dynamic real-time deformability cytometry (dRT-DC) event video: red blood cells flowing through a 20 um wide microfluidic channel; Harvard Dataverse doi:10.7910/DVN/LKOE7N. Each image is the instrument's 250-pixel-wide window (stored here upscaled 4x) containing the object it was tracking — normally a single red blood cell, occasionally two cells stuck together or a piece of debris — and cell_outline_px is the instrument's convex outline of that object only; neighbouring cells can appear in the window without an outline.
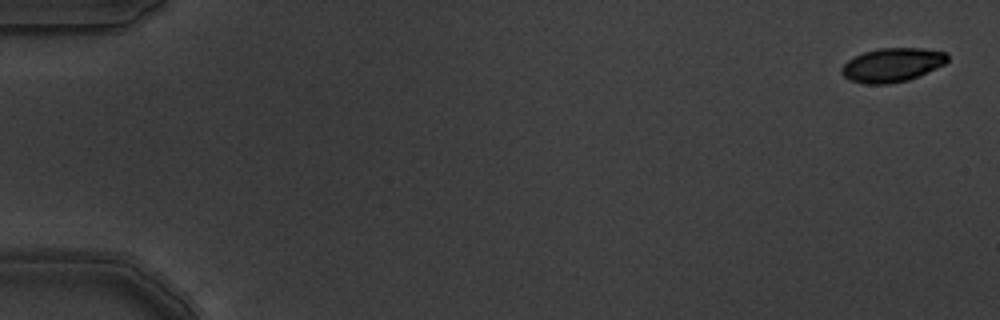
{"species": "common noctule bat (a hibernating species)", "species_latin": "Nyctalus noctula", "temperature_condition": "warm", "stored_images_in_passage": 6, "camera_frame_rate_fps": 3000, "um_per_image_px": 0.085, "animal": {"sex": "male", "body_mass_g": 19.5, "forearm_length_mm": 54.6}, "frame": {"image": 1, "passage_image": 1, "time_ms": 0.0, "image_size_px": [1000, 320], "cell_outline_px": [[948, 60], [944, 64], [936, 68], [908, 80], [888, 84], [864, 84], [848, 80], [840, 72], [840, 68], [848, 60], [864, 52], [880, 48], [920, 48], [944, 52], [948, 56]], "centroid_in_image_um": [75.8, 5.53], "position_along_channel_um": 9.2, "area_um2": 20.81}}
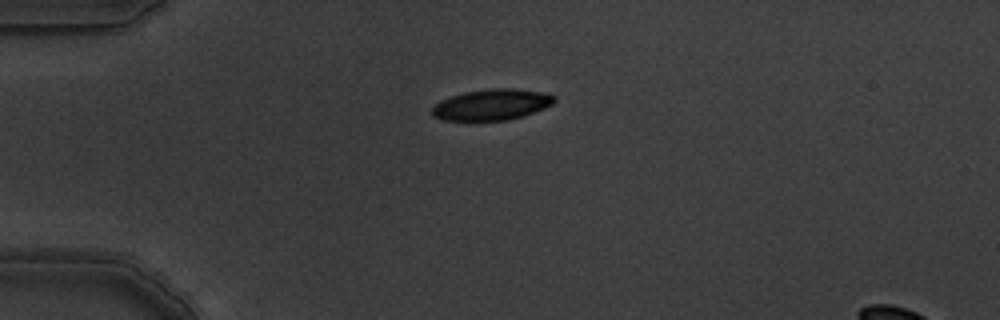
{"frame": {"image": 2, "passage_image": 5, "time_ms": 1.333, "image_size_px": [1000, 320], "cell_outline_px": [[556, 100], [552, 104], [544, 108], [508, 120], [472, 124], [444, 120], [432, 116], [432, 108], [440, 100], [464, 92], [492, 88], [512, 88], [544, 92], [556, 96]], "centroid_in_image_um": [41.74, 8.94], "position_along_channel_um": 43.3, "area_um2": 22.83}}